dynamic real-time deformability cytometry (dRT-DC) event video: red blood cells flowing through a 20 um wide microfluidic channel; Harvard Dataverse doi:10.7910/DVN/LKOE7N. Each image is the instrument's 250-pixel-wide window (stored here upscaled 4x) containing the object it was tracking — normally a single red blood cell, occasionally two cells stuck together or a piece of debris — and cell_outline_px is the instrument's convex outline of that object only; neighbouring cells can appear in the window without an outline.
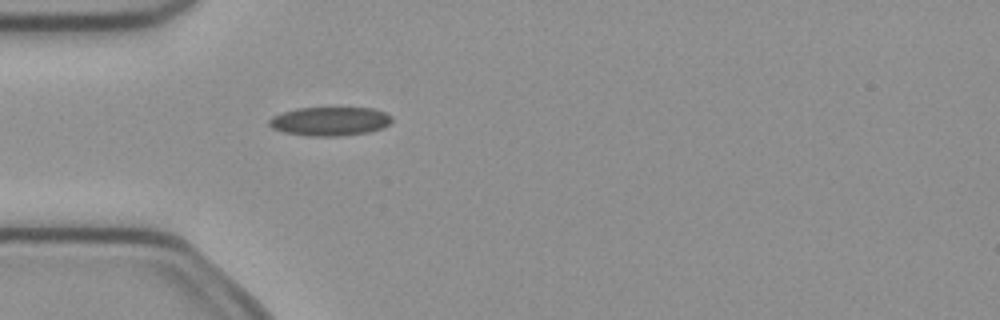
{"species": "common noctule bat (a hibernating species)", "species_latin": "Nyctalus noctula", "temperature_condition": "cold", "stored_images_in_passage": 5, "camera_frame_rate_fps": 3000, "um_per_image_px": 0.085, "animal": {"sex": "female", "body_mass_g": 21.9}, "frame": {"image": 1, "passage_image": 5, "time_ms": 1.333, "image_size_px": [1000, 320], "cell_outline_px": [[392, 120], [388, 124], [380, 128], [368, 132], [340, 136], [308, 136], [284, 132], [272, 128], [268, 124], [268, 120], [272, 116], [296, 108], [372, 108], [384, 112], [392, 116]], "centroid_in_image_um": [28.01, 10.31], "position_along_channel_um": 57.0, "area_um2": 20.52}}